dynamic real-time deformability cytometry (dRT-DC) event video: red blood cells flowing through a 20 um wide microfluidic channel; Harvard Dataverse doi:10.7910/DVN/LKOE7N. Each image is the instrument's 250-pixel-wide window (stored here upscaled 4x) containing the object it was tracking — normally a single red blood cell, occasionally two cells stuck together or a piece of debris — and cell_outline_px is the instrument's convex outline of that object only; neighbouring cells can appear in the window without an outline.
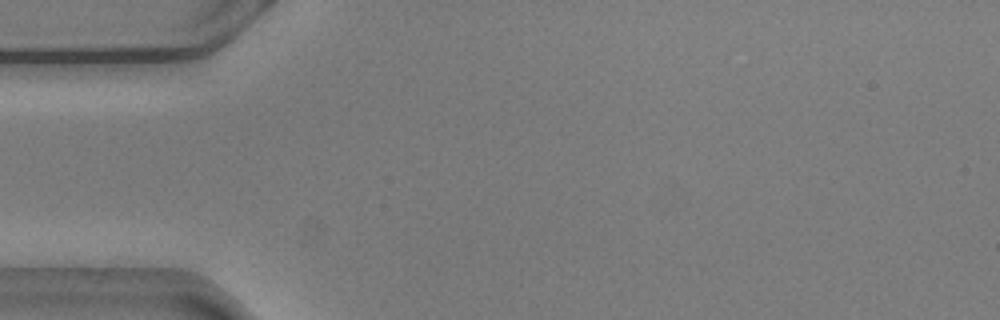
{"species": "common noctule bat (a hibernating species)", "species_latin": "Nyctalus noctula", "temperature_condition": "warm", "stored_images_in_passage": 3, "camera_frame_rate_fps": 3000, "um_per_image_px": 0.085, "animal": {"sex": "male", "body_mass_g": 20.5, "forearm_length_mm": 52.5}, "frame": {"image": 1, "passage_image": 1, "time_ms": 0.0, "image_size_px": [1000, 320], "cell_outline_px": [[236, 32], [232, 36], [208, 52], [192, 56], [140, 56], [92, 52], [84, 48]], "centroid_in_image_um": [14.2, 3.96], "position_along_channel_um": 70.8, "area_um2": 13.58}}